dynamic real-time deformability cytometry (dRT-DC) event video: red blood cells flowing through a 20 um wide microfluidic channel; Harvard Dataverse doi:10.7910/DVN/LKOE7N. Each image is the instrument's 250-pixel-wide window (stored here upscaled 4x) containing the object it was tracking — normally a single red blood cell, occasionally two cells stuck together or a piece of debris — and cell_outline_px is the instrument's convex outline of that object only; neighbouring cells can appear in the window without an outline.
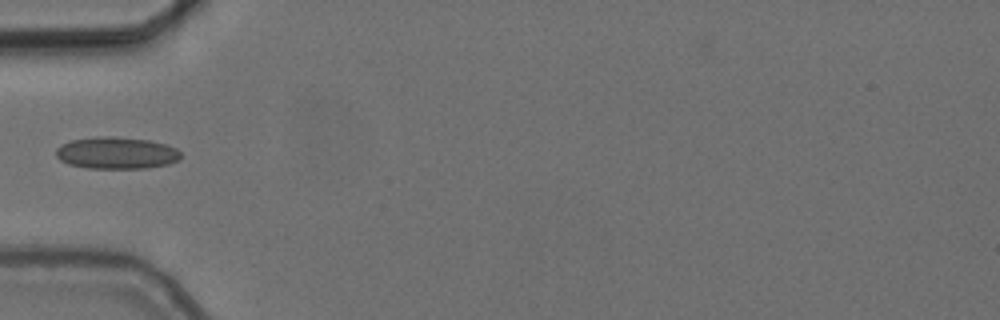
{"species": "common noctule bat (a hibernating species)", "species_latin": "Nyctalus noctula", "temperature_condition": "cold", "stored_images_in_passage": 37, "camera_frame_rate_fps": 3000, "um_per_image_px": 0.085, "animal": {"sex": "female", "body_mass_g": 24.6, "forearm_length_mm": 56.2}, "frame": {"image": 1, "passage_image": 1, "time_ms": 0.0, "image_size_px": [1000, 320], "cell_outline_px": [[180, 156], [176, 160], [168, 164], [144, 168], [88, 168], [68, 164], [60, 160], [56, 156], [56, 148], [72, 140], [96, 136], [112, 136], [148, 140], [168, 144], [176, 148], [180, 152]], "centroid_in_image_um": [9.89, 12.99], "position_along_channel_um": 75.1, "area_um2": 23.12}}
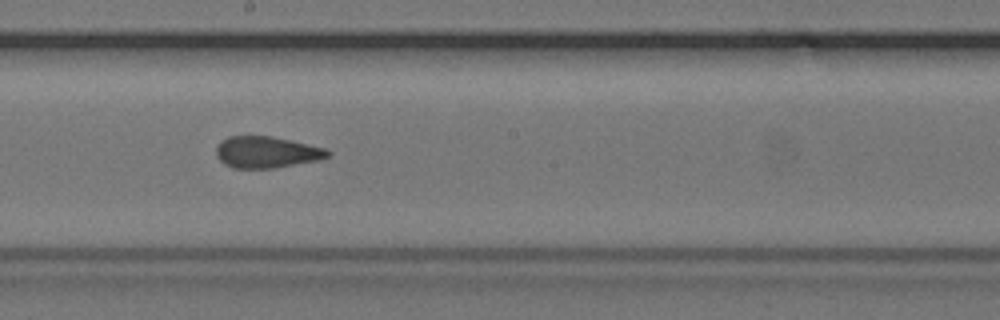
{"frame": {"image": 2, "passage_image": 13, "time_ms": 4.0, "image_size_px": [1000, 320], "cell_outline_px": [[332, 152], [328, 156], [316, 160], [276, 168], [232, 168], [224, 164], [216, 156], [216, 148], [220, 140], [228, 136], [272, 136], [324, 148]], "centroid_in_image_um": [22.6, 12.93], "position_along_channel_um": 225.6, "area_um2": 20.4}}
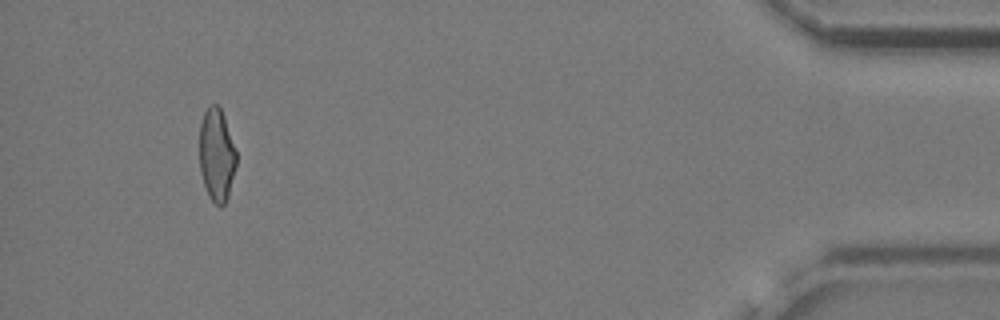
{"frame": {"image": 3, "passage_image": 34, "time_ms": 11.0, "image_size_px": [1000, 320], "cell_outline_px": [[236, 164], [228, 196], [224, 204], [220, 208], [208, 196], [200, 172], [200, 124], [204, 112], [212, 104], [216, 104], [220, 108], [224, 116], [236, 152]], "centroid_in_image_um": [18.41, 13.19], "position_along_channel_um": 416.8, "area_um2": 19.71}}